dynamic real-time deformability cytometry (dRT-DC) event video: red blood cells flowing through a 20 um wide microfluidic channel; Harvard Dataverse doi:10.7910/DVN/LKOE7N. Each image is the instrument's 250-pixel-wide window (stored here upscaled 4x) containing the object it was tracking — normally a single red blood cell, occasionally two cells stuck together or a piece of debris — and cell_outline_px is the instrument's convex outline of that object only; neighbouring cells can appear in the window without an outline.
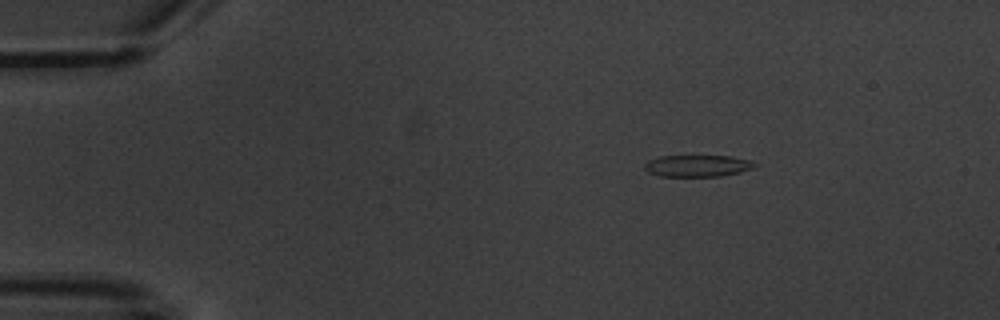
{"species": "common noctule bat (a hibernating species)", "species_latin": "Nyctalus noctula", "temperature_condition": "warm", "stored_images_in_passage": 3, "camera_frame_rate_fps": 3000, "um_per_image_px": 0.085, "animal": {"sex": "male", "body_mass_g": 20.1, "forearm_length_mm": 53.5}, "frame": {"image": 1, "passage_image": 1, "time_ms": 0.0, "image_size_px": [1000, 320], "cell_outline_px": [[756, 164], [752, 168], [740, 172], [720, 176], [660, 176], [648, 172], [644, 168], [644, 164], [648, 160], [660, 156], [732, 156], [752, 160]], "centroid_in_image_um": [59.28, 14.09], "position_along_channel_um": 25.7, "area_um2": 13.93}}
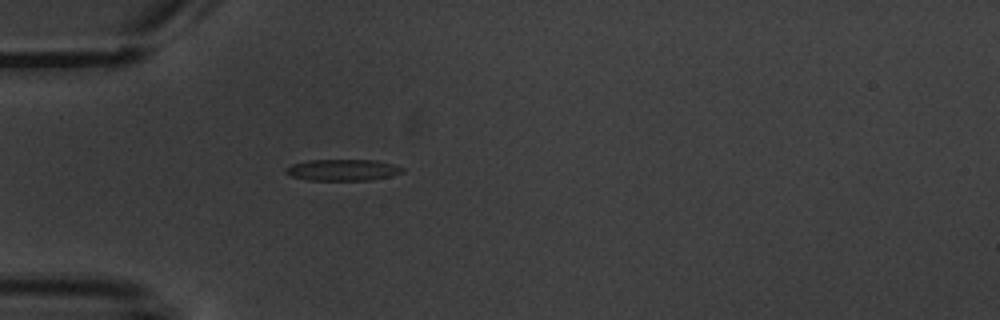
{"frame": {"image": 2, "passage_image": 3, "time_ms": 2.667, "image_size_px": [1000, 320], "cell_outline_px": [[404, 172], [388, 176], [368, 180], [308, 180], [292, 176], [284, 172], [284, 168], [292, 164], [308, 160], [376, 160], [392, 164], [404, 168]], "centroid_in_image_um": [29.09, 14.44], "position_along_channel_um": 55.9, "area_um2": 14.45}}